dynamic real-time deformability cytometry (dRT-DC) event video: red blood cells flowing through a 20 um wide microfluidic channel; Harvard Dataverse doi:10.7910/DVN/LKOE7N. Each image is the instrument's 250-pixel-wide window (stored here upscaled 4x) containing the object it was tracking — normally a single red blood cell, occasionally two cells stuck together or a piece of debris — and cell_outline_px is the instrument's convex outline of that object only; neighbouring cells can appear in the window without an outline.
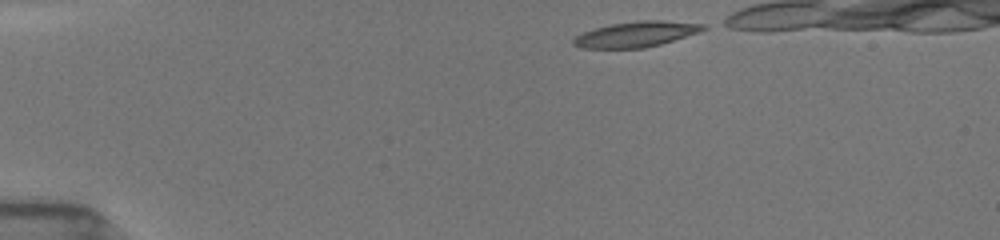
{"species": "common noctule bat (a hibernating species)", "species_latin": "Nyctalus noctula", "temperature_condition": "room temperature", "stored_images_in_passage": 15, "camera_frame_rate_fps": 3000, "um_per_image_px": 0.085, "animal": {"sex": "female", "body_mass_g": 19.5, "forearm_length_mm": 54.1}, "frame": {"image": 1, "passage_image": 1, "time_ms": 0.0, "image_size_px": [1000, 240], "cell_outline_px": [[708, 28], [700, 32], [660, 44], [644, 48], [584, 48], [572, 44], [572, 40], [576, 36], [584, 32], [596, 28], [612, 24], [640, 20], [660, 20], [708, 24]], "centroid_in_image_um": [54.12, 2.9], "position_along_channel_um": 30.9, "area_um2": 19.19}}
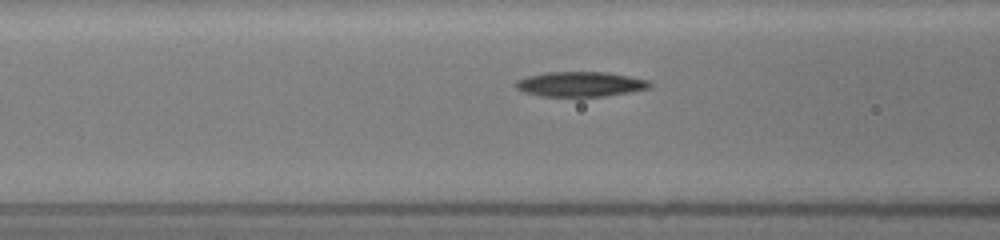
{"frame": {"image": 2, "passage_image": 9, "time_ms": 4.0, "image_size_px": [1000, 240], "cell_outline_px": [[652, 84], [648, 88], [628, 92], [604, 96], [540, 96], [524, 92], [516, 88], [516, 80], [528, 76], [548, 72], [608, 72], [648, 80]], "centroid_in_image_um": [49.31, 7.15], "position_along_channel_um": 117.3, "area_um2": 19.25}}
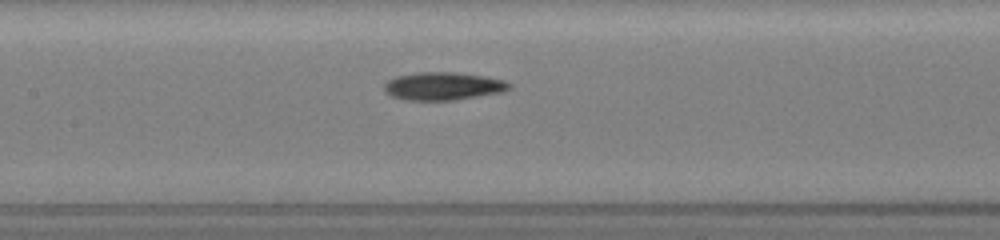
{"frame": {"image": 3, "passage_image": 11, "time_ms": 5.333, "image_size_px": [1000, 240], "cell_outline_px": [[512, 88], [504, 92], [456, 100], [408, 100], [392, 96], [384, 92], [384, 84], [388, 80], [396, 76], [420, 72], [456, 72], [484, 76], [504, 80], [512, 84]], "centroid_in_image_um": [37.7, 7.32], "position_along_channel_um": 169.7, "area_um2": 20.52}}